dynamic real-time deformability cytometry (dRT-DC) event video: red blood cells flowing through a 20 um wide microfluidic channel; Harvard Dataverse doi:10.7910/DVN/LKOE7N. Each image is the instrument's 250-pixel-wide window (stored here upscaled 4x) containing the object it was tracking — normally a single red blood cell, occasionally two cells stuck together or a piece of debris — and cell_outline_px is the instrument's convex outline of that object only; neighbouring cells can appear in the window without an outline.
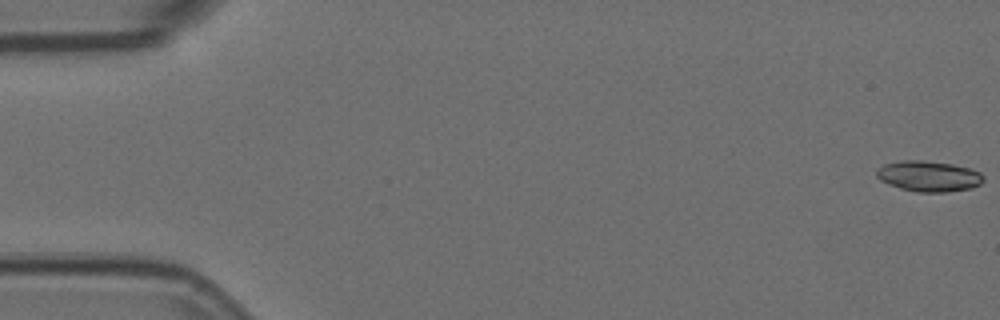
{"species": "Egyptian fruit bat (a non-hibernating species)", "species_latin": "Rousettus aegyptiacus", "temperature_condition": "room temperature", "stored_images_in_passage": 57, "camera_frame_rate_fps": 3000, "um_per_image_px": 0.085, "animal": {"sex": "female"}, "frame": {"image": 1, "passage_image": 1, "time_ms": 0.0, "image_size_px": [1000, 320], "cell_outline_px": [[984, 180], [980, 184], [972, 188], [948, 192], [916, 192], [900, 188], [888, 184], [880, 180], [876, 176], [876, 168], [884, 164], [900, 160], [924, 160], [952, 164], [968, 168], [980, 172], [984, 176]], "centroid_in_image_um": [78.92, 14.97], "position_along_channel_um": 6.1, "area_um2": 19.31}}
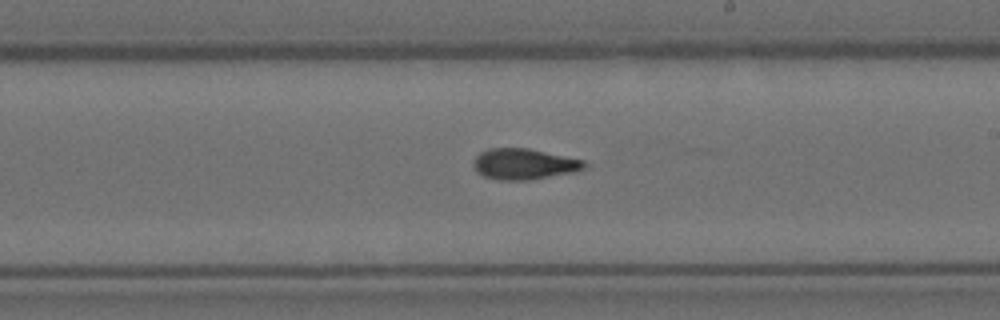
{"frame": {"image": 2, "passage_image": 33, "time_ms": 10.667, "image_size_px": [1000, 320], "cell_outline_px": [[592, 164], [576, 172], [532, 180], [500, 180], [484, 176], [476, 172], [472, 164], [476, 156], [480, 152], [488, 148], [528, 148], [584, 160]], "centroid_in_image_um": [44.58, 13.95], "position_along_channel_um": 244.4, "area_um2": 20.29}}
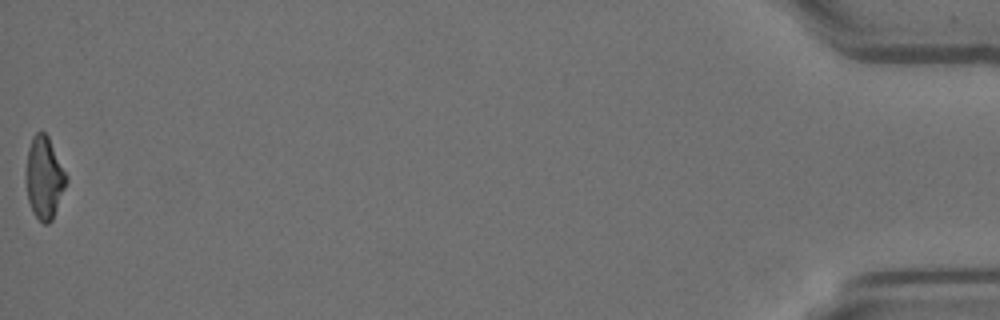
{"frame": {"image": 3, "passage_image": 57, "time_ms": 18.667, "image_size_px": [1000, 320], "cell_outline_px": [[68, 180], [52, 220], [48, 224], [44, 224], [32, 212], [28, 200], [28, 148], [32, 136], [36, 132], [44, 132], [48, 136], [68, 176]], "centroid_in_image_um": [3.8, 15.11], "position_along_channel_um": 431.4, "area_um2": 18.84}, "authors_computed_cell_mechanics": {"area_um2": 19.5942, "velocity_mm_per_s": 3.6122, "shape_relaxation_time_tau1_ms": 9.5245, "shape_relaxation_time_tau2_ms": 7.1451, "deformation_change_tau1": 0.1858, "deformation_change_tau2": 0.1642}}